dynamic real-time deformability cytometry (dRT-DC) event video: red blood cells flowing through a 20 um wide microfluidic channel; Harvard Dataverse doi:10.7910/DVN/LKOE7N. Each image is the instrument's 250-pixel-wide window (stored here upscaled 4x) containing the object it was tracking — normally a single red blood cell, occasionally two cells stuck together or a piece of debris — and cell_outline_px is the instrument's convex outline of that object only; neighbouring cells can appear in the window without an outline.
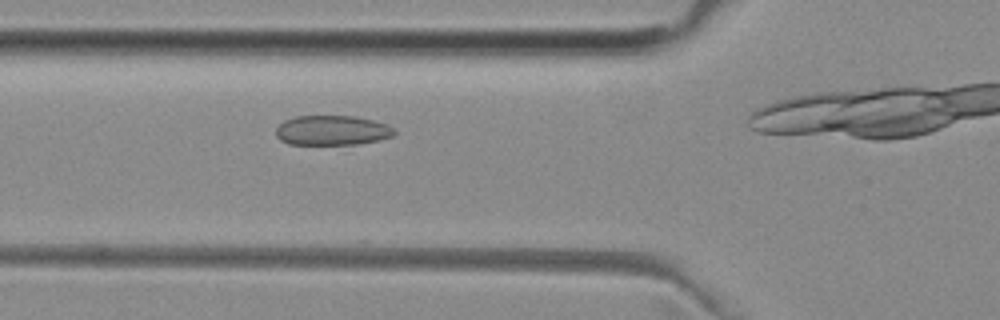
{"species": "common noctule bat (a hibernating species)", "species_latin": "Nyctalus noctula", "temperature_condition": "room temperature", "stored_images_in_passage": 11, "camera_frame_rate_fps": 3000, "um_per_image_px": 0.085, "animal": {"sex": "female", "body_mass_g": 29.2, "forearm_length_mm": 56.3}, "frame": {"image": 1, "passage_image": 7, "time_ms": 2.0, "image_size_px": [1000, 320], "cell_outline_px": [[396, 132], [392, 136], [380, 140], [360, 144], [288, 144], [280, 140], [276, 136], [276, 128], [284, 120], [296, 116], [356, 116], [388, 124], [396, 128]], "centroid_in_image_um": [28.26, 11.08], "position_along_channel_um": 97.5, "area_um2": 20.75}}
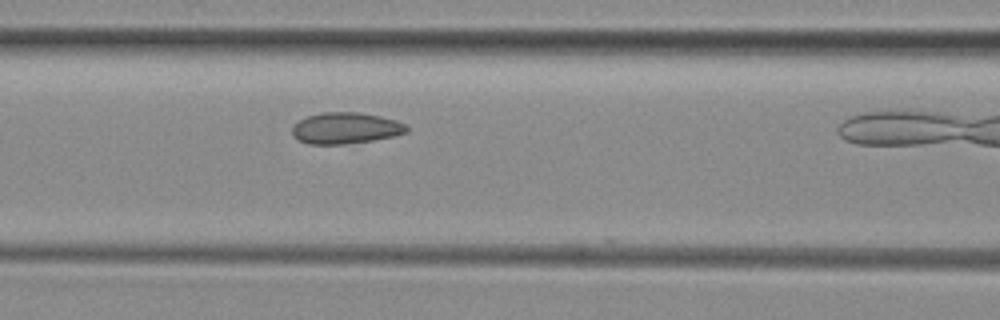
{"frame": {"image": 2, "passage_image": 10, "time_ms": 3.0, "image_size_px": [1000, 320], "cell_outline_px": [[408, 132], [392, 136], [372, 140], [344, 144], [308, 144], [292, 136], [292, 124], [308, 116], [320, 112], [360, 112], [380, 116], [396, 120], [404, 124], [408, 128]], "centroid_in_image_um": [29.35, 10.88], "position_along_channel_um": 137.3, "area_um2": 20.87}}